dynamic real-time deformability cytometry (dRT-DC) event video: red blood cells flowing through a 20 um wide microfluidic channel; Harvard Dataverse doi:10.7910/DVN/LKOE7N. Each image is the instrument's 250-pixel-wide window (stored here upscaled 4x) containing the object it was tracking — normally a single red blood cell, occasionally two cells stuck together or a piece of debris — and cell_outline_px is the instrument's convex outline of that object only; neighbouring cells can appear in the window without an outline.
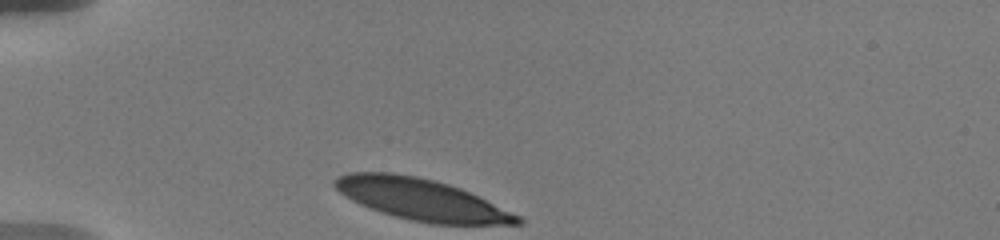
{"species": "human", "species_latin": "Homo sapiens", "temperature_condition": "warm", "stored_images_in_passage": 46, "camera_frame_rate_fps": 3000, "um_per_image_px": 0.085, "donor": {"sex": "male"}, "frame": {"image": 1, "passage_image": 1, "time_ms": 0.0, "image_size_px": [1000, 240], "cell_outline_px": [[524, 224], [432, 224], [408, 220], [380, 212], [360, 204], [344, 196], [332, 184], [332, 180], [336, 176], [348, 172], [392, 172], [416, 176], [448, 184], [460, 188], [520, 216], [524, 220]], "centroid_in_image_um": [35.76, 16.95], "position_along_channel_um": 49.2, "area_um2": 44.04}}
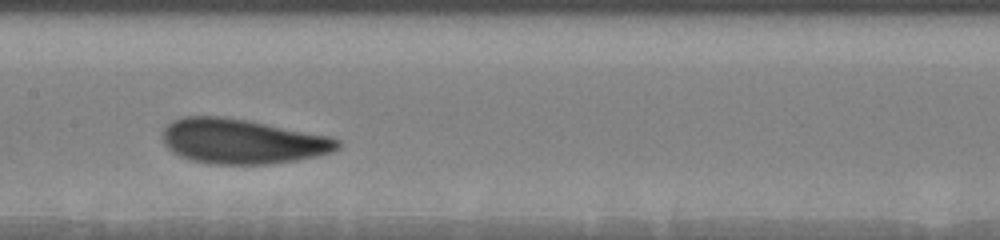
{"frame": {"image": 2, "passage_image": 14, "time_ms": 4.667, "image_size_px": [1000, 240], "cell_outline_px": [[340, 148], [332, 152], [316, 156], [296, 160], [268, 164], [208, 164], [192, 160], [180, 156], [172, 152], [164, 144], [160, 132], [172, 120], [184, 116], [224, 116], [248, 120], [328, 136], [340, 140]], "centroid_in_image_um": [20.54, 12.01], "position_along_channel_um": 186.9, "area_um2": 45.95}}
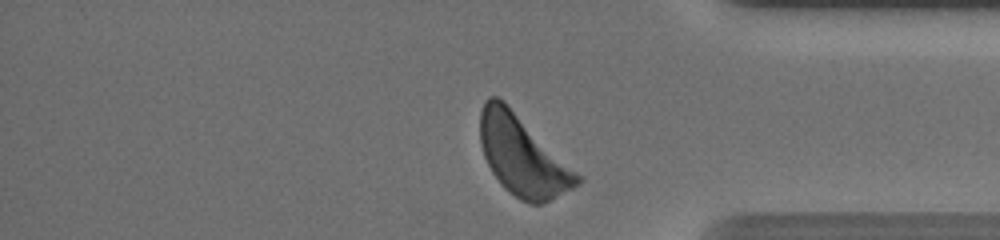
{"frame": {"image": 3, "passage_image": 42, "time_ms": 10.667, "image_size_px": [1000, 240], "cell_outline_px": [[584, 180], [580, 184], [540, 204], [528, 204], [520, 200], [504, 188], [492, 172], [484, 156], [480, 144], [480, 112], [484, 100], [488, 96], [496, 96], [504, 100], [584, 176]], "centroid_in_image_um": [44.44, 13.22], "position_along_channel_um": 390.8, "area_um2": 45.66}, "authors_computed_cell_mechanics": {"area_um2": 44.795, "velocity_mm_per_s": 3.5556, "shape_relaxation_time_tau1_ms": 2.9817, "shape_relaxation_time_tau2_ms": null, "deformation_change_tau1": 0.1316, "deformation_change_tau2": null}}